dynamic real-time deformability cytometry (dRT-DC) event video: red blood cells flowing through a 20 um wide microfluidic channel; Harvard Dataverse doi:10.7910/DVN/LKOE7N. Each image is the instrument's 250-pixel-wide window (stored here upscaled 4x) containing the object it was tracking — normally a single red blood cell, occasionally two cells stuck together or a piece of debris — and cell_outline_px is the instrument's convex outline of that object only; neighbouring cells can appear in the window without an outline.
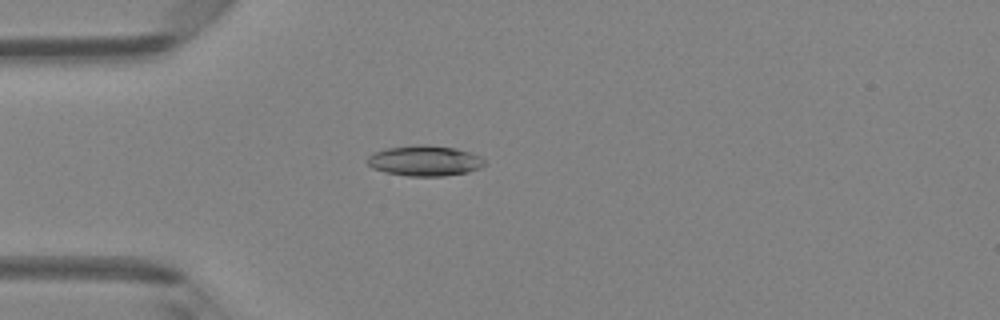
{"species": "Egyptian fruit bat (a non-hibernating species)", "species_latin": "Rousettus aegyptiacus", "temperature_condition": "room temperature", "stored_images_in_passage": 47, "camera_frame_rate_fps": 3000, "um_per_image_px": 0.085, "animal": {"sex": "female"}, "frame": {"image": 1, "passage_image": 12, "time_ms": 3.667, "image_size_px": [1000, 320], "cell_outline_px": [[484, 164], [480, 168], [468, 172], [444, 176], [408, 176], [384, 172], [372, 168], [368, 164], [368, 156], [376, 152], [388, 148], [420, 144], [424, 144], [456, 148], [472, 152], [480, 156], [484, 160]], "centroid_in_image_um": [36.13, 13.66], "position_along_channel_um": 48.9, "area_um2": 20.81}}
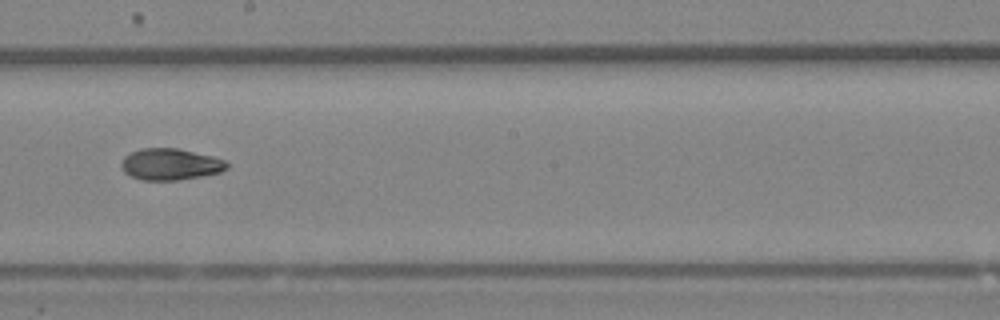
{"frame": {"image": 2, "passage_image": 26, "time_ms": 8.333, "image_size_px": [1000, 320], "cell_outline_px": [[228, 168], [220, 172], [180, 180], [140, 180], [124, 172], [120, 164], [124, 156], [140, 148], [180, 148], [228, 160]], "centroid_in_image_um": [14.49, 13.95], "position_along_channel_um": 233.7, "area_um2": 19.54}}
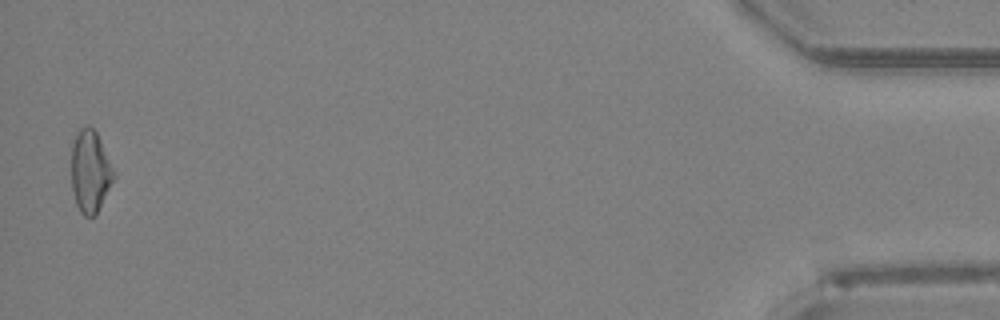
{"frame": {"image": 3, "passage_image": 46, "time_ms": 15.0, "image_size_px": [1000, 320], "cell_outline_px": [[116, 176], [96, 212], [92, 216], [84, 216], [80, 212], [76, 204], [72, 188], [72, 140], [76, 132], [84, 124], [88, 124], [96, 132], [116, 172]], "centroid_in_image_um": [7.66, 14.51], "position_along_channel_um": 427.5, "area_um2": 20.29}, "authors_computed_cell_mechanics": {"area_um2": 19.8254, "velocity_mm_per_s": 4.2583, "shape_relaxation_time_tau1_ms": 6.1925, "shape_relaxation_time_tau2_ms": 3.5466, "deformation_change_tau1": 0.1797, "deformation_change_tau2": 0.0879}}